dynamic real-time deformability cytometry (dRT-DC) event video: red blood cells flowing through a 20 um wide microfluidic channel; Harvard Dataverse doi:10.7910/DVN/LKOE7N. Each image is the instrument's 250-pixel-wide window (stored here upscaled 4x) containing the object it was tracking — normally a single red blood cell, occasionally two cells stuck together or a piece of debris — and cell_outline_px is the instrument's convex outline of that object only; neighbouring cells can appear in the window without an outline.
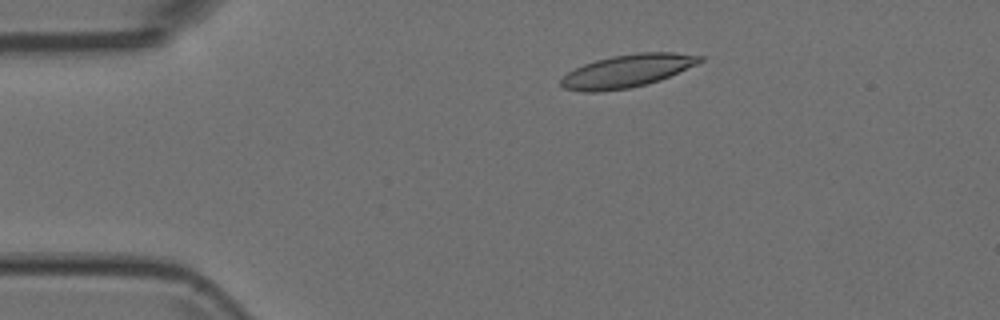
{"species": "Egyptian fruit bat (a non-hibernating species)", "species_latin": "Rousettus aegyptiacus", "temperature_condition": "room temperature", "stored_images_in_passage": 6, "camera_frame_rate_fps": 3000, "um_per_image_px": 0.085, "animal": {"sex": "female"}, "frame": {"image": 1, "passage_image": 3, "time_ms": 0.667, "image_size_px": [1000, 320], "cell_outline_px": [[704, 60], [696, 64], [660, 80], [628, 88], [596, 92], [580, 92], [564, 88], [560, 84], [560, 80], [568, 72], [584, 64], [596, 60], [612, 56], [636, 52], [676, 52], [704, 56]], "centroid_in_image_um": [53.31, 6.02], "position_along_channel_um": 31.7, "area_um2": 26.41}}
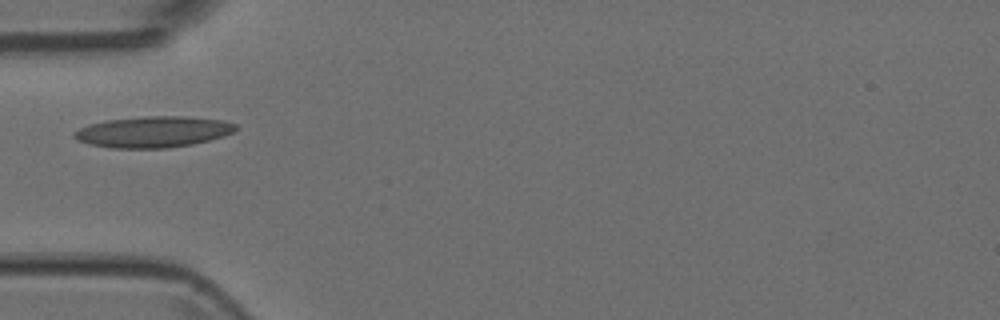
{"frame": {"image": 2, "passage_image": 5, "time_ms": 1.333, "image_size_px": [1000, 320], "cell_outline_px": [[236, 128], [232, 132], [224, 136], [192, 144], [168, 148], [112, 148], [88, 144], [76, 140], [72, 136], [72, 132], [88, 124], [108, 120], [144, 116], [184, 116], [224, 120], [236, 124]], "centroid_in_image_um": [12.98, 11.21], "position_along_channel_um": 72.0, "area_um2": 29.36}}
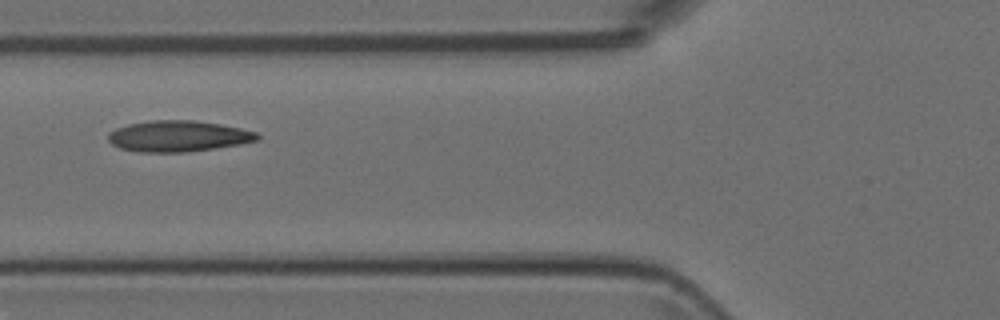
{"frame": {"image": 3, "passage_image": 6, "time_ms": 1.667, "image_size_px": [1000, 320], "cell_outline_px": [[260, 140], [240, 144], [184, 152], [140, 152], [120, 148], [112, 144], [108, 140], [108, 132], [116, 128], [128, 124], [152, 120], [192, 120], [220, 124], [240, 128], [256, 132], [260, 136]], "centroid_in_image_um": [15.13, 11.57], "position_along_channel_um": 110.7, "area_um2": 26.88}}